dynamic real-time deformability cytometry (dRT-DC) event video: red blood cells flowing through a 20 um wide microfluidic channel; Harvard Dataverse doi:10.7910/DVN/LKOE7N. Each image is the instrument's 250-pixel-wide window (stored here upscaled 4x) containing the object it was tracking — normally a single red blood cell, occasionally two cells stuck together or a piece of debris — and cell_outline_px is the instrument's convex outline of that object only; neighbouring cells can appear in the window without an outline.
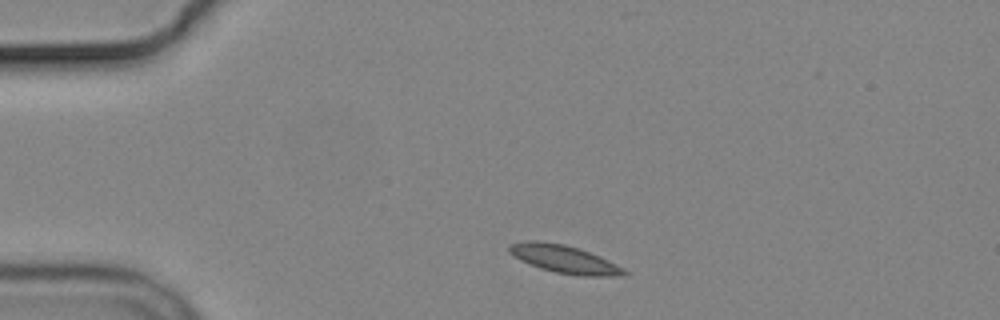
{"species": "common noctule bat (a hibernating species)", "species_latin": "Nyctalus noctula", "temperature_condition": "cold", "stored_images_in_passage": 3, "camera_frame_rate_fps": 3000, "um_per_image_px": 0.085, "animal": {"sex": "male", "body_mass_g": 19.2, "forearm_length_mm": 51.8}, "frame": {"image": 1, "passage_image": 1, "time_ms": 0.0, "image_size_px": [1000, 320], "cell_outline_px": [[628, 276], [584, 276], [556, 272], [540, 268], [520, 260], [512, 256], [508, 252], [508, 244], [528, 240], [536, 240], [564, 244], [600, 256], [624, 268], [628, 272]], "centroid_in_image_um": [47.95, 22.02], "position_along_channel_um": 37.1, "area_um2": 18.73}}